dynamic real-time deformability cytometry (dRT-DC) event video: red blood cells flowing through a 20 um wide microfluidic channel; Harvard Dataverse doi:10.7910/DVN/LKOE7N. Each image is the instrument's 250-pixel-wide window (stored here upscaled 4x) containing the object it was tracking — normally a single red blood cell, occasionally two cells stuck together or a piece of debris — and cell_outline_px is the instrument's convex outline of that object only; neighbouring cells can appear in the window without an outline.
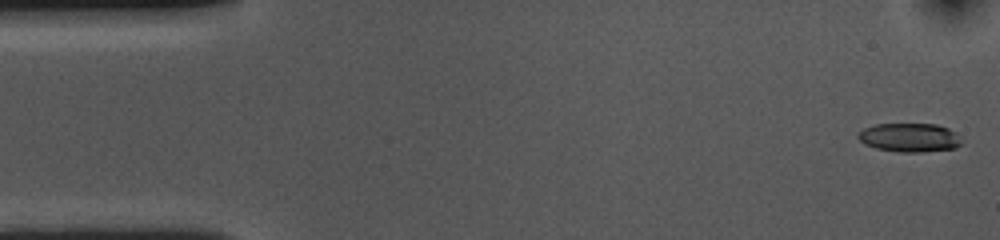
{"species": "common noctule bat (a hibernating species)", "species_latin": "Nyctalus noctula", "temperature_condition": "cold", "stored_images_in_passage": 54, "camera_frame_rate_fps": 3000, "um_per_image_px": 0.085, "animal": {"sex": "female", "body_mass_g": 10.0, "forearm_length_mm": 53.1}, "frame": {"image": 1, "passage_image": 1, "time_ms": 0.0, "image_size_px": [1000, 240], "cell_outline_px": [[960, 144], [956, 148], [920, 152], [900, 152], [876, 148], [864, 144], [856, 136], [856, 132], [864, 128], [876, 124], [936, 124], [948, 128], [956, 132], [960, 136]], "centroid_in_image_um": [77.29, 11.68], "position_along_channel_um": 7.7, "area_um2": 17.46}}
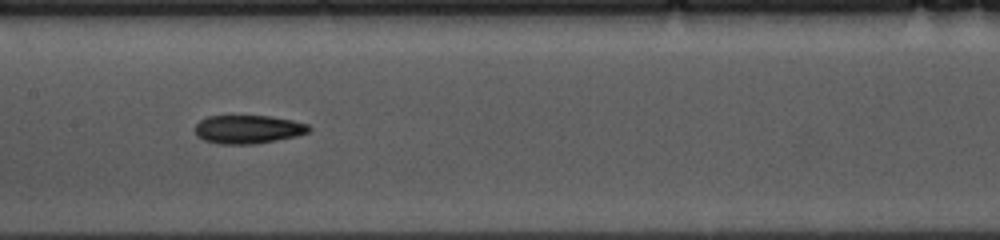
{"frame": {"image": 2, "passage_image": 25, "time_ms": 8.0, "image_size_px": [1000, 240], "cell_outline_px": [[312, 128], [308, 132], [296, 136], [256, 144], [220, 144], [204, 140], [196, 136], [196, 124], [200, 120], [208, 116], [272, 116], [292, 120], [308, 124]], "centroid_in_image_um": [21.09, 10.99], "position_along_channel_um": 186.3, "area_um2": 18.9}}
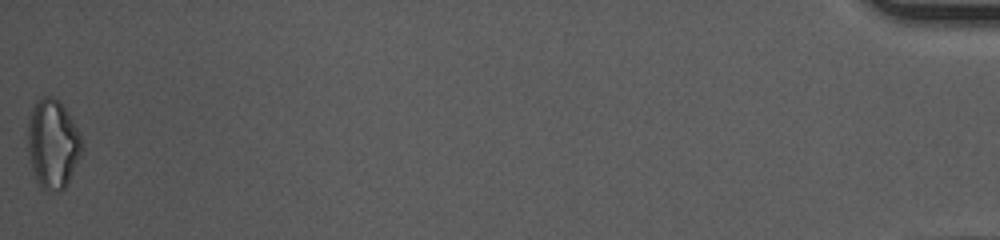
{"frame": {"image": 3, "passage_image": 54, "time_ms": 17.667, "image_size_px": [1000, 240], "cell_outline_px": [[84, 148], [64, 188], [60, 192], [48, 192], [40, 188], [36, 180], [32, 168], [28, 152], [28, 120], [32, 108], [36, 100], [44, 96], [52, 96], [68, 112], [80, 132], [84, 144]], "centroid_in_image_um": [4.49, 12.25], "position_along_channel_um": 430.7, "area_um2": 28.26}, "authors_computed_cell_mechanics": {"area_um2": 19.0451, "velocity_mm_per_s": 3.6097, "shape_relaxation_time_tau1_ms": 4.6701, "shape_relaxation_time_tau2_ms": 9.0696, "deformation_change_tau1": 0.1448, "deformation_change_tau2": 0.2005}}